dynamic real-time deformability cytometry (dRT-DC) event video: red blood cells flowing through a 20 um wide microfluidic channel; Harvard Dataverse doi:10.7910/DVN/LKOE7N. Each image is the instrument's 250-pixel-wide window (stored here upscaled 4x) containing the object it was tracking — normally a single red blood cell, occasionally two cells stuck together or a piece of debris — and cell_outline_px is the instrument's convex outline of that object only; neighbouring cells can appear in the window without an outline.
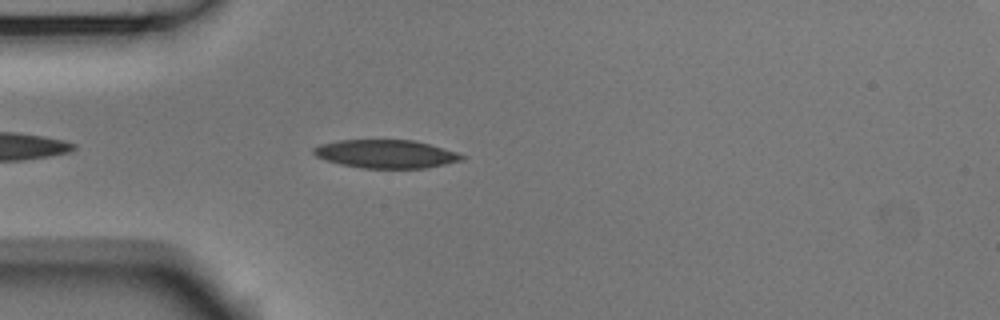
{"species": "Egyptian fruit bat (a non-hibernating species)", "species_latin": "Rousettus aegyptiacus", "temperature_condition": "room temperature", "stored_images_in_passage": 22, "camera_frame_rate_fps": 3000, "um_per_image_px": 0.085, "animal": {"sex": "male"}, "frame": {"image": 1, "passage_image": 5, "time_ms": 1.333, "image_size_px": [1000, 320], "cell_outline_px": [[464, 156], [460, 160], [444, 164], [424, 168], [364, 168], [340, 164], [316, 156], [312, 152], [312, 148], [320, 144], [336, 140], [412, 140], [428, 144], [456, 152]], "centroid_in_image_um": [32.74, 13.08], "position_along_channel_um": 52.3, "area_um2": 24.1}}
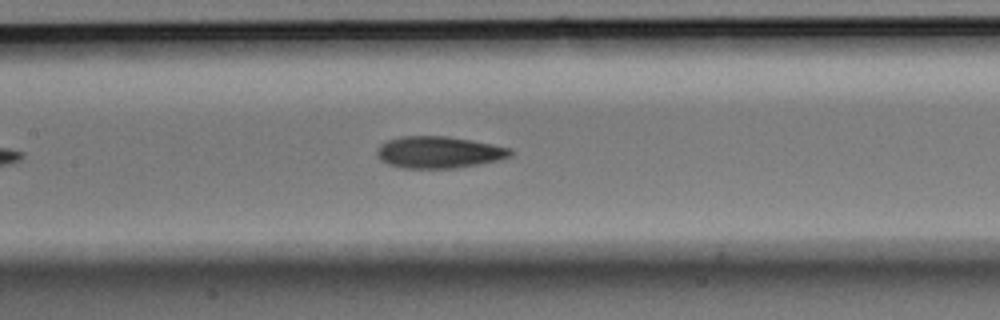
{"frame": {"image": 2, "passage_image": 15, "time_ms": 4.667, "image_size_px": [1000, 320], "cell_outline_px": [[512, 156], [500, 160], [456, 168], [404, 168], [388, 164], [380, 160], [376, 152], [376, 148], [380, 144], [388, 140], [400, 136], [448, 136], [472, 140], [512, 148]], "centroid_in_image_um": [37.3, 12.94], "position_along_channel_um": 170.1, "area_um2": 24.91}}
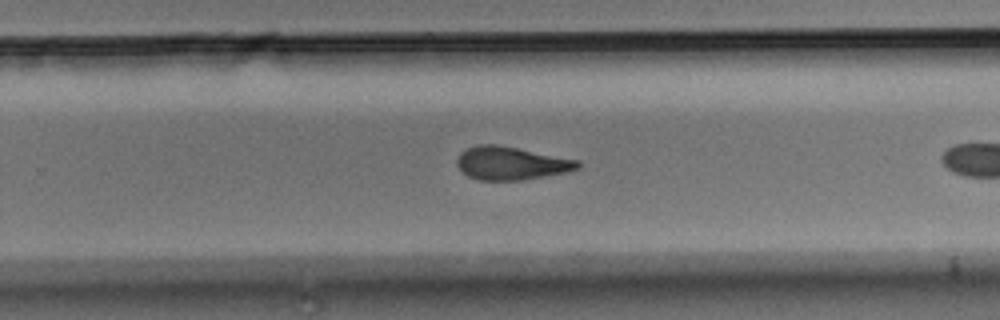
{"frame": {"image": 3, "passage_image": 21, "time_ms": 6.667, "image_size_px": [1000, 320], "cell_outline_px": [[580, 168], [568, 172], [520, 180], [476, 180], [468, 176], [456, 164], [456, 160], [460, 152], [468, 148], [480, 144], [496, 144], [580, 160]], "centroid_in_image_um": [43.45, 13.87], "position_along_channel_um": 286.3, "area_um2": 23.29}}